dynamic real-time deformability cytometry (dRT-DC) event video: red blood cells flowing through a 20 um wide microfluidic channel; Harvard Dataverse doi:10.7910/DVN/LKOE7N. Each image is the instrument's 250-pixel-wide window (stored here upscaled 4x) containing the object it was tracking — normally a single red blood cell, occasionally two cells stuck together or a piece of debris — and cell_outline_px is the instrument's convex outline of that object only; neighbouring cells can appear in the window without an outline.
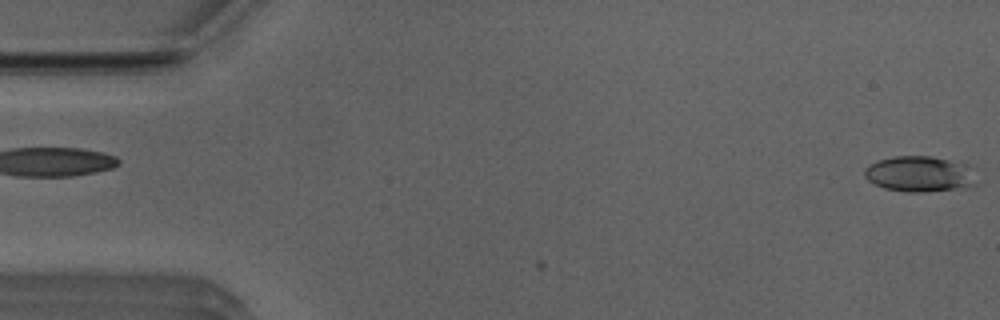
{"species": "Egyptian fruit bat (a non-hibernating species)", "species_latin": "Rousettus aegyptiacus", "temperature_condition": "room temperature", "stored_images_in_passage": 2, "camera_frame_rate_fps": 3000, "um_per_image_px": 0.085, "animal": {"sex": "male"}, "frame": {"image": 1, "passage_image": 2, "time_ms": 0.333, "image_size_px": [1000, 320], "cell_outline_px": [[976, 184], [968, 188], [924, 192], [908, 192], [884, 188], [868, 180], [864, 176], [864, 168], [880, 160], [892, 156], [932, 156], [948, 160], [956, 164]], "centroid_in_image_um": [77.99, 14.82], "position_along_channel_um": 7.0, "area_um2": 22.2}}